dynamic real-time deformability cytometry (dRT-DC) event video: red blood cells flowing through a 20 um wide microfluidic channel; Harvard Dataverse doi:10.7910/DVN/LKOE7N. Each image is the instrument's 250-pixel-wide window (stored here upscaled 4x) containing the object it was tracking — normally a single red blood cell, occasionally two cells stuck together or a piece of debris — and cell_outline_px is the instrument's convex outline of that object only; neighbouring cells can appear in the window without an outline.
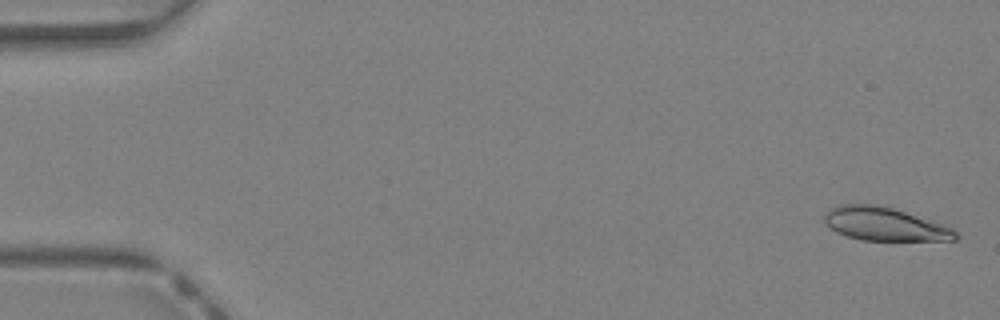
{"species": "Egyptian fruit bat (a non-hibernating species)", "species_latin": "Rousettus aegyptiacus", "temperature_condition": "warm", "stored_images_in_passage": 42, "camera_frame_rate_fps": 3000, "um_per_image_px": 0.085, "animal": {"sex": "female"}, "frame": {"image": 1, "passage_image": 1, "time_ms": 0.0, "image_size_px": [1000, 320], "cell_outline_px": [[960, 236], [956, 240], [860, 240], [836, 232], [824, 220], [824, 216], [828, 208], [840, 204], [880, 204], [932, 220], [944, 224], [960, 232]], "centroid_in_image_um": [75.24, 19.04], "position_along_channel_um": 9.8, "area_um2": 25.66}}
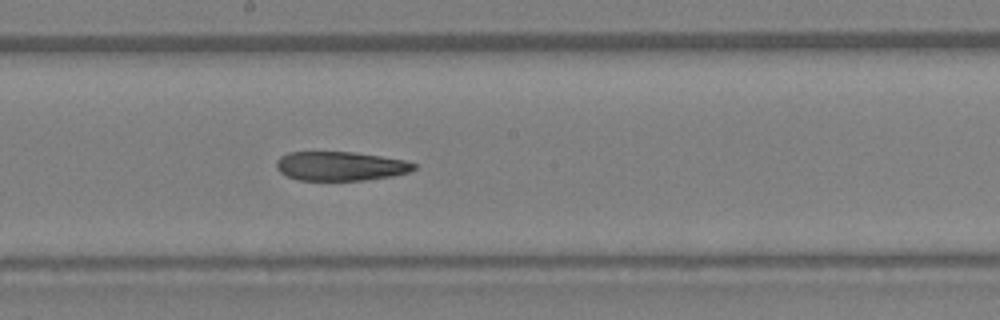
{"frame": {"image": 2, "passage_image": 23, "time_ms": 7.333, "image_size_px": [1000, 320], "cell_outline_px": [[416, 168], [408, 172], [392, 176], [364, 180], [300, 180], [288, 176], [280, 172], [276, 168], [276, 160], [280, 156], [288, 152], [352, 152], [380, 156], [404, 160], [416, 164]], "centroid_in_image_um": [28.91, 14.11], "position_along_channel_um": 219.3, "area_um2": 23.24}}
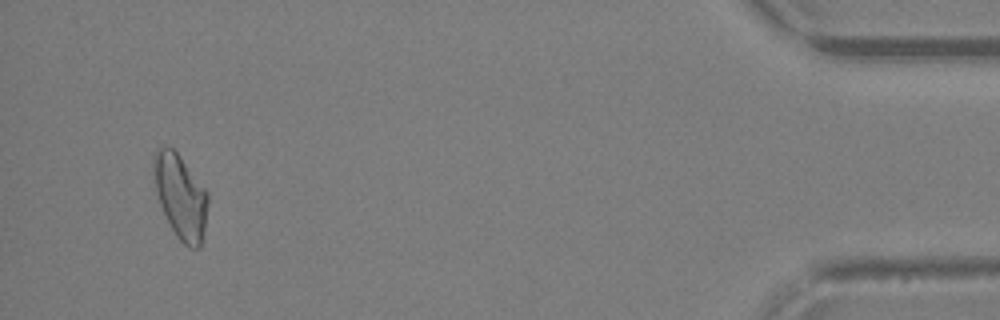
{"frame": {"image": 3, "passage_image": 40, "time_ms": 13.0, "image_size_px": [1000, 320], "cell_outline_px": [[208, 204], [204, 228], [200, 248], [188, 248], [176, 236], [160, 204], [156, 192], [152, 168], [152, 156], [156, 148], [160, 144], [164, 144], [172, 148], [180, 156], [208, 192]], "centroid_in_image_um": [15.31, 16.64], "position_along_channel_um": 419.9, "area_um2": 26.76}, "authors_computed_cell_mechanics": {"area_um2": 25.5476, "velocity_mm_per_s": 4.8803, "shape_relaxation_time_tau1_ms": null, "shape_relaxation_time_tau2_ms": 5.9846, "deformation_change_tau1": null, "deformation_change_tau2": 0.1699}}